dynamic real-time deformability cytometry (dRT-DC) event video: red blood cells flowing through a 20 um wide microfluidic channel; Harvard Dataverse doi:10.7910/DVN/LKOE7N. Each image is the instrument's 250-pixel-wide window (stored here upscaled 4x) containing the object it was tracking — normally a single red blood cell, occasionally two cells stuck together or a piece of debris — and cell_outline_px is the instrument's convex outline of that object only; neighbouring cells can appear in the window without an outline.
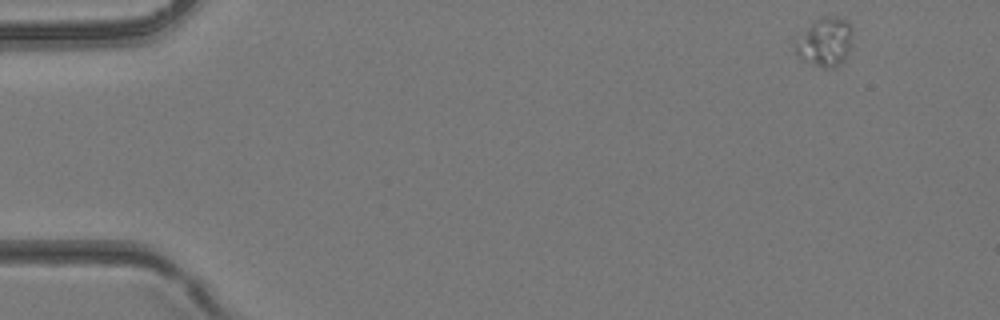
{"species": "common noctule bat (a hibernating species)", "species_latin": "Nyctalus noctula", "temperature_condition": "room temperature", "stored_images_in_passage": 6, "camera_frame_rate_fps": 3000, "um_per_image_px": 0.085, "animal": {"sex": "female", "body_mass_g": 24.6, "forearm_length_mm": 56.2}, "frame": {"image": 1, "passage_image": 1, "time_ms": 0.0, "image_size_px": [1000, 320], "cell_outline_px": [[852, 36], [844, 60], [840, 64], [832, 68], [824, 68], [800, 60], [796, 56], [792, 44], [792, 40], [820, 16], [844, 16], [852, 24]], "centroid_in_image_um": [70.07, 3.54], "position_along_channel_um": 14.9, "area_um2": 16.94}}
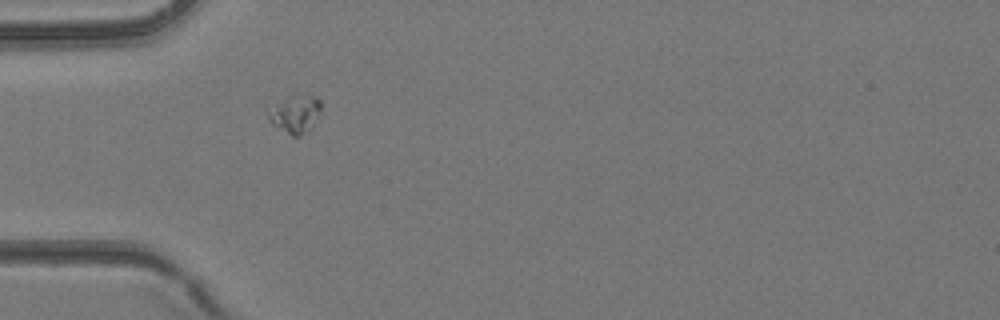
{"frame": {"image": 2, "passage_image": 4, "time_ms": 1.0, "image_size_px": [1000, 320], "cell_outline_px": [[320, 108], [312, 124], [300, 136], [292, 136], [272, 124], [268, 120], [268, 112], [276, 104], [288, 96], [296, 92], [300, 92], [312, 96], [320, 100]], "centroid_in_image_um": [25.06, 9.64], "position_along_channel_um": 59.9, "area_um2": 11.33}}